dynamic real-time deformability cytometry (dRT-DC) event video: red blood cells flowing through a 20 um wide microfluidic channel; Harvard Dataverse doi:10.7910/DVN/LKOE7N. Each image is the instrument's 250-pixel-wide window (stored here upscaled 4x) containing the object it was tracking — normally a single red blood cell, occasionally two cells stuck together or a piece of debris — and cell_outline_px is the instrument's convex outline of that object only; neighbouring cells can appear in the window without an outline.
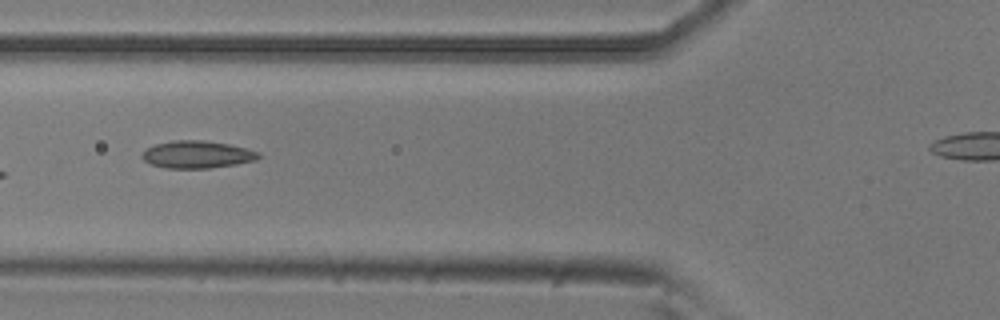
{"species": "common noctule bat (a hibernating species)", "species_latin": "Nyctalus noctula", "temperature_condition": "room temperature", "stored_images_in_passage": 9, "segment_of_instrument_passage": [1, 2], "camera_frame_rate_fps": 3000, "um_per_image_px": 0.085, "animal": {"sex": "male", "body_mass_g": 20.5, "forearm_length_mm": 52.5}, "frame": {"image": 1, "passage_image": 7, "time_ms": 2.0, "image_size_px": [1000, 320], "cell_outline_px": [[260, 156], [256, 160], [236, 164], [208, 168], [164, 168], [152, 164], [144, 160], [140, 156], [144, 148], [156, 144], [172, 140], [204, 140], [228, 144], [260, 152]], "centroid_in_image_um": [16.71, 13.13], "position_along_channel_um": 109.1, "area_um2": 18.61}}
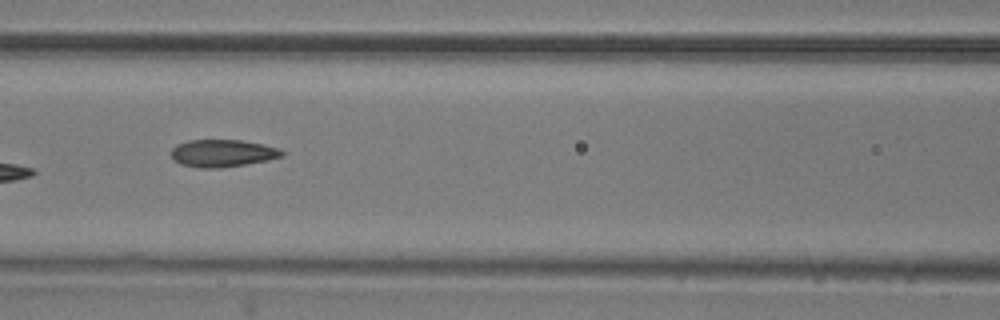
{"frame": {"image": 2, "passage_image": 8, "time_ms": 2.333, "image_size_px": [1000, 320], "cell_outline_px": [[284, 156], [268, 160], [220, 168], [200, 168], [180, 164], [172, 160], [172, 148], [176, 144], [188, 140], [240, 140], [264, 144], [280, 148], [284, 152]], "centroid_in_image_um": [18.91, 13.02], "position_along_channel_um": 147.7, "area_um2": 17.8}}